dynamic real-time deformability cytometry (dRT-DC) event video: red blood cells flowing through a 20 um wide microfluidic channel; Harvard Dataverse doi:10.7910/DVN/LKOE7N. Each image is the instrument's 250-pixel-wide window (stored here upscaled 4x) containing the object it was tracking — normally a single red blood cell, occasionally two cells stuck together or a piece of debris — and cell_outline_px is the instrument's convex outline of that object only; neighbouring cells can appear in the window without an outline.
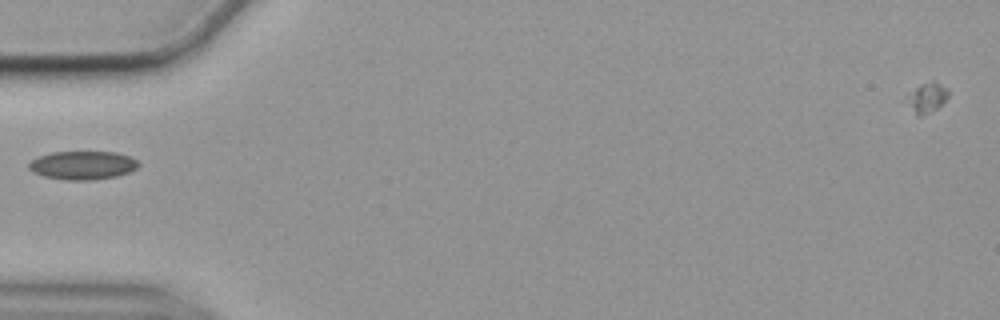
{"species": "common noctule bat (a hibernating species)", "species_latin": "Nyctalus noctula", "temperature_condition": "cold", "stored_images_in_passage": 39, "camera_frame_rate_fps": 3000, "um_per_image_px": 0.085, "animal": {"sex": "female", "body_mass_g": 19.9}, "frame": {"image": 1, "passage_image": 1, "time_ms": 0.0, "image_size_px": [1000, 320], "cell_outline_px": [[140, 164], [136, 168], [128, 172], [116, 176], [92, 180], [68, 180], [44, 176], [32, 172], [28, 168], [28, 164], [32, 160], [40, 156], [52, 152], [116, 152], [128, 156], [136, 160]], "centroid_in_image_um": [7.01, 14.05], "position_along_channel_um": 78.0, "area_um2": 18.03}}